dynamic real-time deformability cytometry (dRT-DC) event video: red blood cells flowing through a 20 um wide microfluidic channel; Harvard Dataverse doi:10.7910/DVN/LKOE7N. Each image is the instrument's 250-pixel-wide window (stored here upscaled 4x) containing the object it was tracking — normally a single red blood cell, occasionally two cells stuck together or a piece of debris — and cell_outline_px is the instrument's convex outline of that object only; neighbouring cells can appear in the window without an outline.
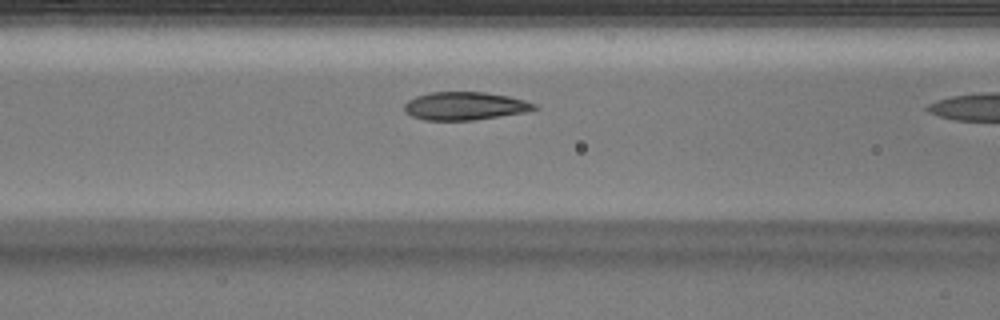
{"species": "Egyptian fruit bat (a non-hibernating species)", "species_latin": "Rousettus aegyptiacus", "temperature_condition": "warm", "stored_images_in_passage": 11, "camera_frame_rate_fps": 3000, "um_per_image_px": 0.085, "animal": {"sex": "male"}, "frame": {"image": 1, "passage_image": 10, "time_ms": 3.0, "image_size_px": [1000, 320], "cell_outline_px": [[540, 108], [524, 112], [500, 116], [472, 120], [424, 120], [412, 116], [404, 112], [404, 104], [408, 100], [416, 96], [432, 92], [484, 92], [508, 96], [524, 100], [536, 104]], "centroid_in_image_um": [39.5, 9.01], "position_along_channel_um": 127.1, "area_um2": 21.21}}